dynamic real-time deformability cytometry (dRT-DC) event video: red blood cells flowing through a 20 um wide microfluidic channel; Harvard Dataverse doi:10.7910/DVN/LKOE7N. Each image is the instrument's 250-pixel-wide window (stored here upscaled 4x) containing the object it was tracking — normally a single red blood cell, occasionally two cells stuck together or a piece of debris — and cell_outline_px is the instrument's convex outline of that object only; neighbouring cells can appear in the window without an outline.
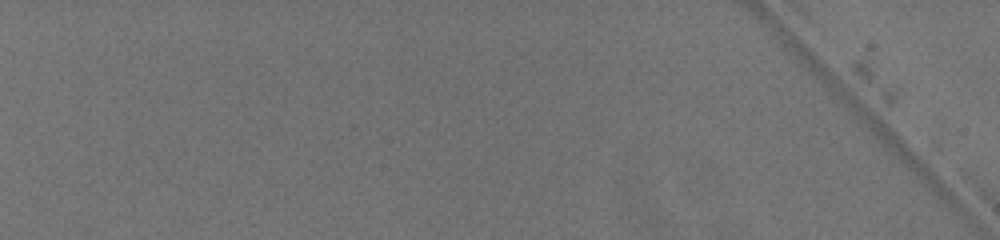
{"species": "common noctule bat (a hibernating species)", "species_latin": "Nyctalus noctula", "temperature_condition": "warm", "stored_images_in_passage": 2, "camera_frame_rate_fps": 3000, "um_per_image_px": 0.085, "animal": {"sex": "female", "body_mass_g": 19.5, "forearm_length_mm": 54.1}, "frame": {"image": 1, "passage_image": 2, "time_ms": 0.333, "image_size_px": [1000, 240], "cell_outline_px": [[952, 204], [940, 196], [900, 160], [876, 136], [836, 92], [840, 92], [856, 100], [884, 124], [924, 164], [952, 196]], "centroid_in_image_um": [76.24, 12.49], "position_along_channel_um": 8.8, "area_um2": 12.95}}